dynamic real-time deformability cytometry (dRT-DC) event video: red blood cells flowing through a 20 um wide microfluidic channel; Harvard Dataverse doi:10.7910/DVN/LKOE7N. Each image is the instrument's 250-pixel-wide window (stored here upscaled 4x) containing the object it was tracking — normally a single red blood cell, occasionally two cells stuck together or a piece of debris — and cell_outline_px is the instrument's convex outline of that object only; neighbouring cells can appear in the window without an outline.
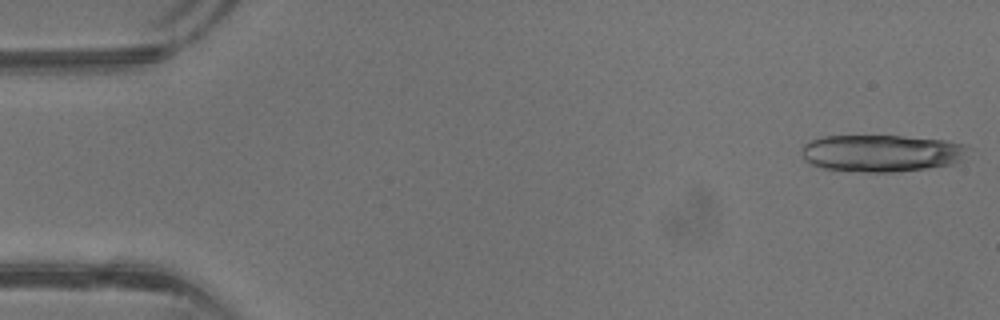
{"species": "common noctule bat (a hibernating species)", "species_latin": "Nyctalus noctula", "temperature_condition": "warm", "stored_images_in_passage": 14, "camera_frame_rate_fps": 3000, "um_per_image_px": 0.085, "animal": {"sex": "male", "body_mass_g": 13.3}, "frame": {"image": 1, "passage_image": 1, "time_ms": 0.0, "image_size_px": [1000, 320], "cell_outline_px": [[972, 148], [964, 160], [952, 164], [928, 168], [896, 172], [864, 172], [820, 168], [804, 160], [800, 152], [804, 144], [812, 140], [824, 136], [900, 136], [944, 140], [968, 144]], "centroid_in_image_um": [74.99, 13.02], "position_along_channel_um": 10.0, "area_um2": 36.47}}
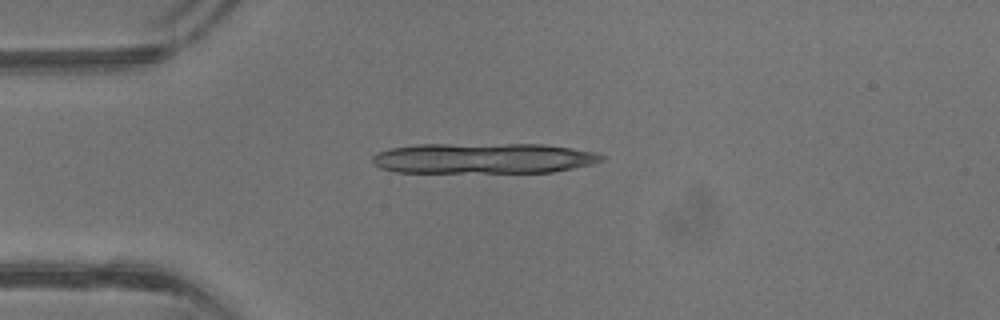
{"frame": {"image": 2, "passage_image": 10, "time_ms": 3.0, "image_size_px": [1000, 320], "cell_outline_px": [[604, 160], [592, 164], [552, 172], [396, 172], [380, 168], [372, 164], [372, 156], [376, 152], [388, 148], [416, 144], [544, 144], [572, 148], [596, 152], [604, 156]], "centroid_in_image_um": [41.05, 13.45], "position_along_channel_um": 44.0, "area_um2": 41.1}}